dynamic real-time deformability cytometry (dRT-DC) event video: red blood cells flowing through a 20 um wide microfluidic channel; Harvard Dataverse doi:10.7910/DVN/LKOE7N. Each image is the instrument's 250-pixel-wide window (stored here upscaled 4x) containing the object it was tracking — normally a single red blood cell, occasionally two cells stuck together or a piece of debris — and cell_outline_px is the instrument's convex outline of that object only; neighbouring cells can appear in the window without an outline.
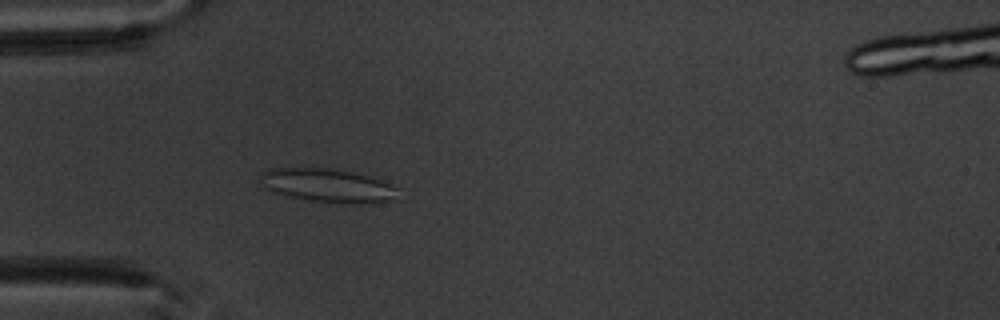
{"species": "common noctule bat (a hibernating species)", "species_latin": "Nyctalus noctula", "temperature_condition": "warm", "stored_images_in_passage": 5, "camera_frame_rate_fps": 3000, "um_per_image_px": 0.085, "animal": {"sex": "male", "body_mass_g": 20.1, "forearm_length_mm": 53.5}, "frame": {"image": 1, "passage_image": 5, "time_ms": 4.667, "image_size_px": [1000, 320], "cell_outline_px": [[400, 188], [392, 200], [312, 200], [288, 196], [268, 192], [264, 188], [260, 180], [260, 172], [268, 168], [332, 168], [352, 172], [368, 176], [380, 180]], "centroid_in_image_um": [27.68, 15.69], "position_along_channel_um": 57.3, "area_um2": 25.78}}